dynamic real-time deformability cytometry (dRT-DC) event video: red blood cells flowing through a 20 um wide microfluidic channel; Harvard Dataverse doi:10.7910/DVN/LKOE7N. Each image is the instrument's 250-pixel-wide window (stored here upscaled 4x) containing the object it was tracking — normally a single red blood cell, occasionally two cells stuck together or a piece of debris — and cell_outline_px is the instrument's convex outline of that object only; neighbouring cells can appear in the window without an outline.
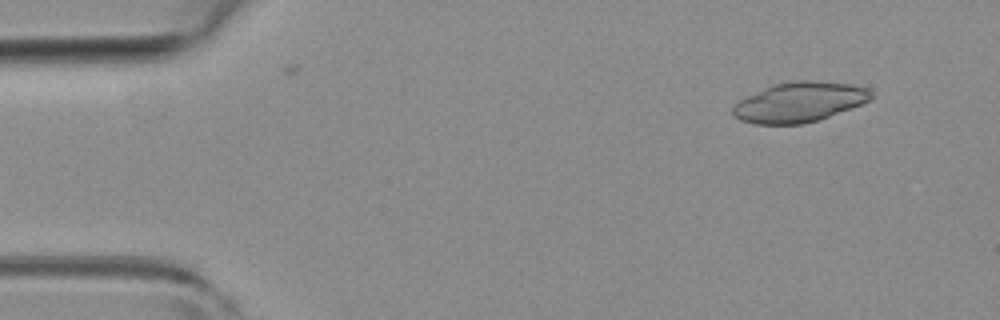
{"species": "common noctule bat (a hibernating species)", "species_latin": "Nyctalus noctula", "temperature_condition": "room temperature", "stored_images_in_passage": 4, "camera_frame_rate_fps": 3000, "um_per_image_px": 0.085, "animal": {"sex": "female", "body_mass_g": 19.3, "forearm_length_mm": 54.1}, "frame": {"image": 1, "passage_image": 1, "time_ms": 0.0, "image_size_px": [1000, 320], "cell_outline_px": [[872, 100], [828, 116], [816, 120], [800, 124], [756, 124], [740, 120], [732, 112], [732, 108], [740, 100], [772, 84], [800, 80], [812, 80], [852, 84], [864, 88], [872, 92]], "centroid_in_image_um": [67.95, 8.67], "position_along_channel_um": 17.1, "area_um2": 31.73}}